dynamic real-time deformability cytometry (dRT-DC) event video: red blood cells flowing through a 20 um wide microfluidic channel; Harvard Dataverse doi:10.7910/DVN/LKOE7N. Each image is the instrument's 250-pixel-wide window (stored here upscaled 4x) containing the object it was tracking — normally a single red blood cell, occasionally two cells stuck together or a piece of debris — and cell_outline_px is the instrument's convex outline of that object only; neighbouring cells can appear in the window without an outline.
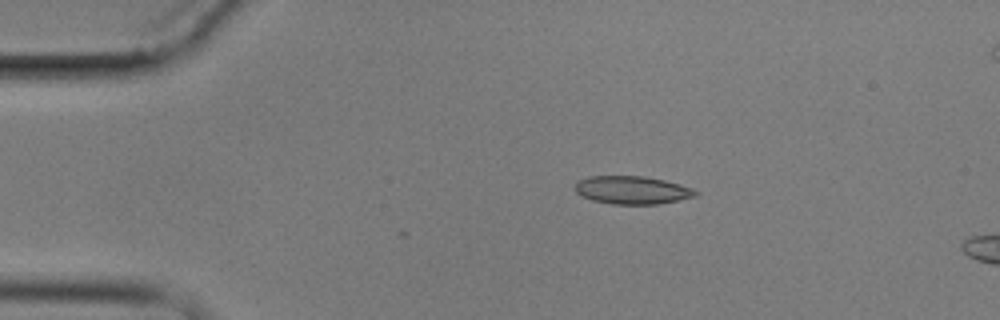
{"species": "common noctule bat (a hibernating species)", "species_latin": "Nyctalus noctula", "temperature_condition": "cold", "stored_images_in_passage": 4, "camera_frame_rate_fps": 3000, "um_per_image_px": 0.085, "animal": {"sex": "male", "body_mass_g": 17.9}, "frame": {"image": 1, "passage_image": 2, "time_ms": 1.333, "image_size_px": [1000, 320], "cell_outline_px": [[700, 192], [696, 196], [656, 204], [612, 204], [592, 200], [580, 196], [572, 188], [576, 180], [588, 176], [644, 176], [664, 180], [680, 184], [692, 188]], "centroid_in_image_um": [53.66, 16.14], "position_along_channel_um": 31.3, "area_um2": 19.88}}
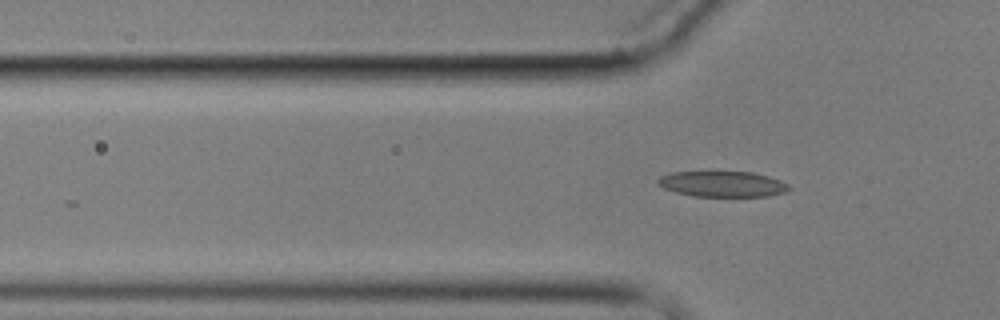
{"frame": {"image": 2, "passage_image": 4, "time_ms": 3.667, "image_size_px": [1000, 320], "cell_outline_px": [[792, 188], [784, 192], [768, 196], [692, 196], [676, 192], [664, 188], [656, 180], [660, 176], [672, 172], [752, 172], [768, 176], [780, 180], [788, 184]], "centroid_in_image_um": [61.42, 15.64], "position_along_channel_um": 64.4, "area_um2": 19.48}}